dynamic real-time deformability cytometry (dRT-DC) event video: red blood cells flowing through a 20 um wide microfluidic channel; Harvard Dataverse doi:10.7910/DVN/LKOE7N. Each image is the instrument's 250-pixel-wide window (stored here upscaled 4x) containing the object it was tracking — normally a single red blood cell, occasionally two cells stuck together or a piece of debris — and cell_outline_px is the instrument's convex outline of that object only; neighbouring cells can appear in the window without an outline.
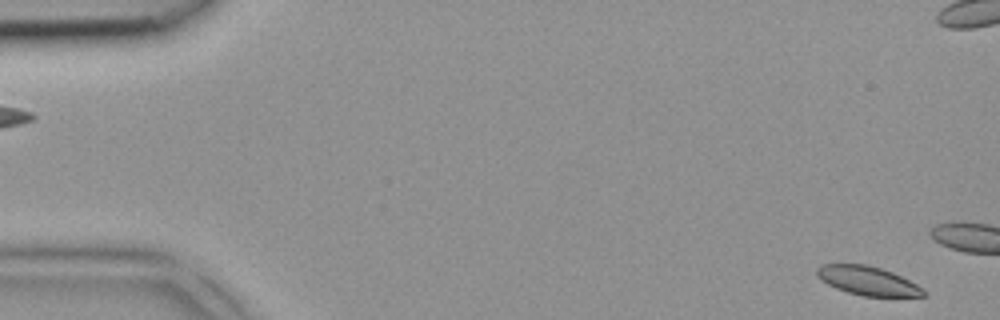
{"species": "common noctule bat (a hibernating species)", "species_latin": "Nyctalus noctula", "temperature_condition": "room temperature", "stored_images_in_passage": 2, "segment_of_instrument_passage": [2, 2], "camera_frame_rate_fps": 3000, "um_per_image_px": 0.085, "animal": {"sex": "female", "body_mass_g": 18.4}, "frame": {"image": 1, "passage_image": 2, "time_ms": 0.333, "image_size_px": [1000, 320], "cell_outline_px": [[928, 296], [864, 296], [848, 292], [836, 288], [820, 280], [816, 272], [816, 268], [820, 264], [868, 264], [892, 272], [916, 284], [928, 292]], "centroid_in_image_um": [73.75, 23.86], "position_along_channel_um": 11.2, "area_um2": 17.92}}